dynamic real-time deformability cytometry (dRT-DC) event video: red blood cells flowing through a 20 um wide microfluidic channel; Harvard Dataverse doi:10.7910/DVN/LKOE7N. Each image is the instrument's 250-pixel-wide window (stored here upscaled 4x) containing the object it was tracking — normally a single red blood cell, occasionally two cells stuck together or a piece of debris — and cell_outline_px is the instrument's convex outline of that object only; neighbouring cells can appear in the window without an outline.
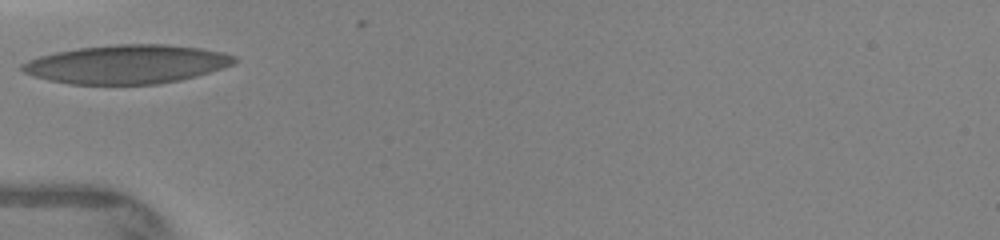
{"species": "human", "species_latin": "Homo sapiens", "temperature_condition": "warm", "stored_images_in_passage": 21, "camera_frame_rate_fps": 3000, "um_per_image_px": 0.085, "donor": {"sex": "female"}, "frame": {"image": 1, "passage_image": 1, "time_ms": 0.0, "image_size_px": [1000, 240], "cell_outline_px": [[240, 60], [236, 64], [224, 68], [196, 76], [180, 80], [156, 84], [68, 84], [48, 80], [32, 76], [24, 72], [20, 68], [20, 64], [28, 60], [40, 56], [56, 52], [80, 48], [116, 44], [164, 44], [200, 48], [224, 52], [236, 56]], "centroid_in_image_um": [10.82, 5.46], "position_along_channel_um": 74.2, "area_um2": 48.15}}
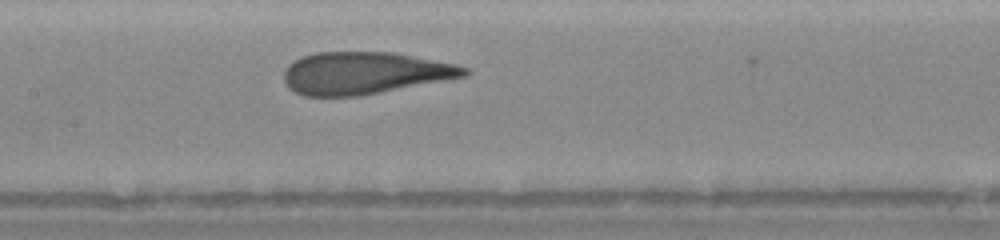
{"frame": {"image": 2, "passage_image": 7, "time_ms": 2.333, "image_size_px": [1000, 240], "cell_outline_px": [[472, 72], [468, 76], [448, 80], [380, 92], [356, 96], [304, 96], [288, 88], [284, 80], [284, 72], [288, 64], [304, 56], [316, 52], [396, 52], [456, 64], [468, 68]], "centroid_in_image_um": [31.04, 6.2], "position_along_channel_um": 176.4, "area_um2": 44.56}}
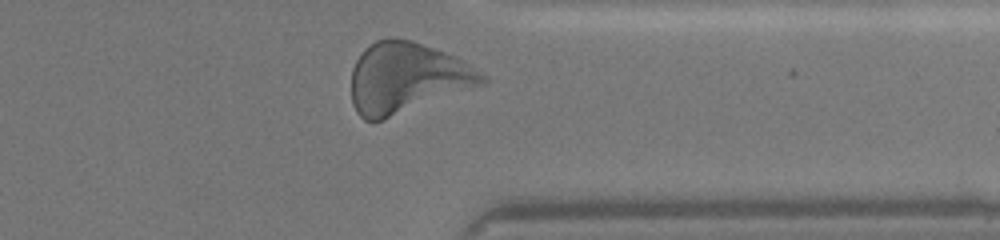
{"frame": {"image": 3, "passage_image": 19, "time_ms": 7.0, "image_size_px": [1000, 240], "cell_outline_px": [[488, 80], [484, 84], [384, 120], [364, 120], [356, 112], [352, 104], [352, 68], [356, 60], [364, 48], [368, 44], [376, 40], [388, 36], [396, 36], [412, 40], [456, 56], [464, 60], [488, 76]], "centroid_in_image_um": [34.58, 6.59], "position_along_channel_um": 376.8, "area_um2": 54.33}}